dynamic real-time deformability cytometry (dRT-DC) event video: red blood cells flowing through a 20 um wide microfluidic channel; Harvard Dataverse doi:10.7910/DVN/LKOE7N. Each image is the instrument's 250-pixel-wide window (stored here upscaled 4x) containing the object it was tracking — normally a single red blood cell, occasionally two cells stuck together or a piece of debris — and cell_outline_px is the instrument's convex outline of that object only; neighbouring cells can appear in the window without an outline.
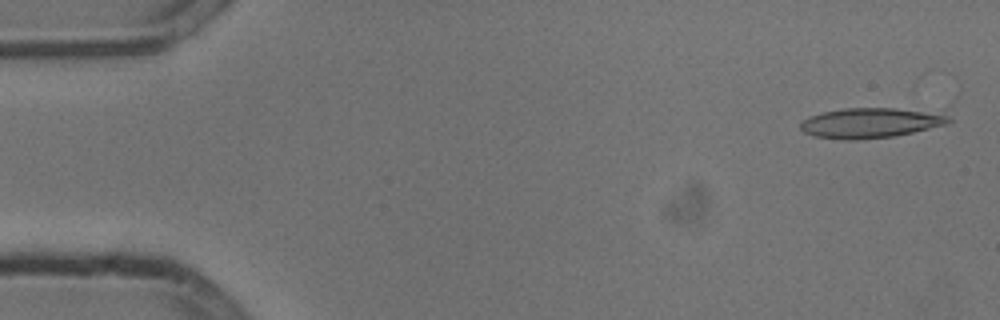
{"species": "common noctule bat (a hibernating species)", "species_latin": "Nyctalus noctula", "temperature_condition": "cold", "stored_images_in_passage": 24, "camera_frame_rate_fps": 3000, "um_per_image_px": 0.085, "animal": {"sex": "male", "body_mass_g": 13.3}, "frame": {"image": 1, "passage_image": 2, "time_ms": 0.333, "image_size_px": [1000, 320], "cell_outline_px": [[952, 120], [944, 124], [912, 132], [892, 136], [856, 140], [844, 140], [816, 136], [804, 132], [800, 128], [800, 124], [808, 116], [824, 112], [844, 108], [892, 108], [944, 112]], "centroid_in_image_um": [74.0, 10.43], "position_along_channel_um": 11.0, "area_um2": 25.84}}
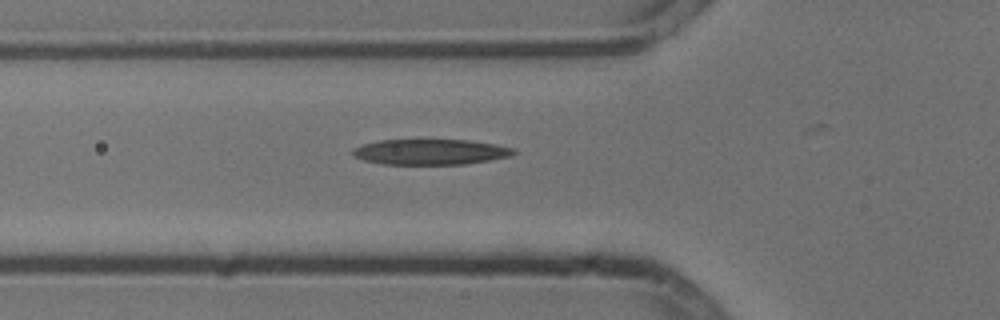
{"frame": {"image": 2, "passage_image": 18, "time_ms": 5.667, "image_size_px": [1000, 320], "cell_outline_px": [[516, 152], [512, 156], [464, 164], [380, 164], [364, 160], [352, 156], [352, 148], [364, 144], [380, 140], [472, 140], [496, 144], [516, 148]], "centroid_in_image_um": [36.6, 12.91], "position_along_channel_um": 89.2, "area_um2": 24.04}}
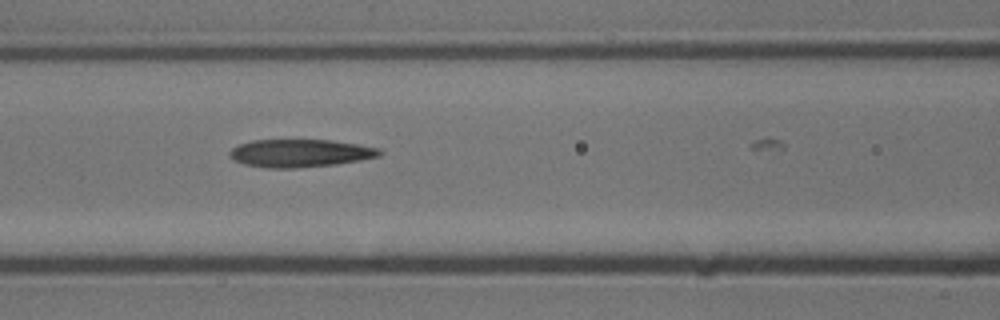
{"frame": {"image": 3, "passage_image": 22, "time_ms": 7.0, "image_size_px": [1000, 320], "cell_outline_px": [[384, 152], [380, 156], [360, 160], [336, 164], [296, 168], [268, 168], [244, 164], [228, 156], [228, 152], [232, 148], [240, 144], [252, 140], [332, 140], [380, 148]], "centroid_in_image_um": [25.52, 13.02], "position_along_channel_um": 141.1, "area_um2": 24.33}}